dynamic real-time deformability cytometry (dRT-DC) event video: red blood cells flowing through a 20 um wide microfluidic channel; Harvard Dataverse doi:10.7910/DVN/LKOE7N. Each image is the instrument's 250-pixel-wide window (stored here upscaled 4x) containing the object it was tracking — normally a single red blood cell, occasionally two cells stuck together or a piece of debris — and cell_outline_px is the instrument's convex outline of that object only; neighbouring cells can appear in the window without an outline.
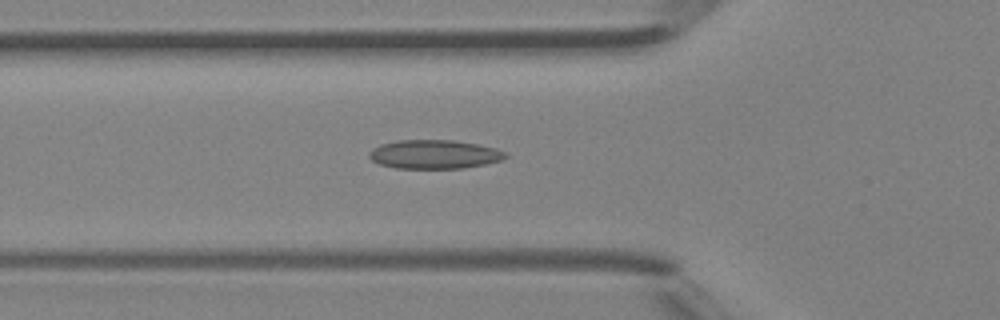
{"species": "Egyptian fruit bat (a non-hibernating species)", "species_latin": "Rousettus aegyptiacus", "temperature_condition": "room temperature", "stored_images_in_passage": 42, "camera_frame_rate_fps": 3000, "um_per_image_px": 0.085, "animal": {"sex": "female"}, "frame": {"image": 1, "passage_image": 12, "time_ms": 3.667, "image_size_px": [1000, 320], "cell_outline_px": [[508, 156], [500, 160], [484, 164], [464, 168], [396, 168], [380, 164], [372, 160], [368, 156], [368, 152], [372, 148], [380, 144], [396, 140], [452, 140], [476, 144], [496, 148], [508, 152]], "centroid_in_image_um": [36.9, 13.11], "position_along_channel_um": 88.9, "area_um2": 22.95}}
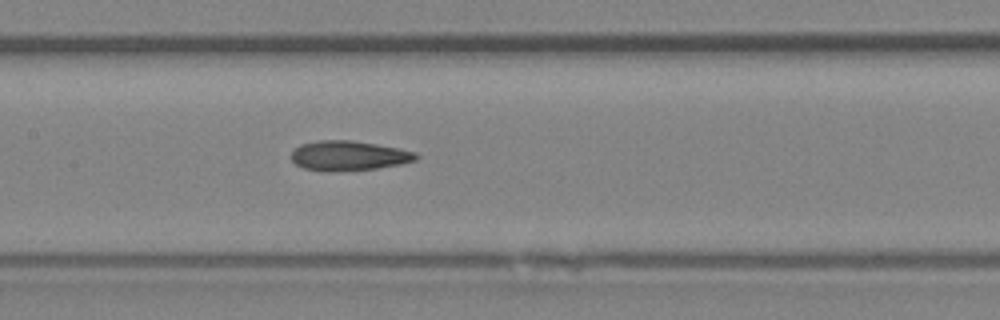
{"frame": {"image": 2, "passage_image": 18, "time_ms": 5.667, "image_size_px": [1000, 320], "cell_outline_px": [[420, 156], [416, 160], [400, 164], [376, 168], [328, 172], [324, 172], [304, 168], [296, 164], [292, 160], [292, 152], [300, 144], [320, 140], [352, 140], [376, 144], [416, 152]], "centroid_in_image_um": [29.63, 13.23], "position_along_channel_um": 177.8, "area_um2": 21.56}}
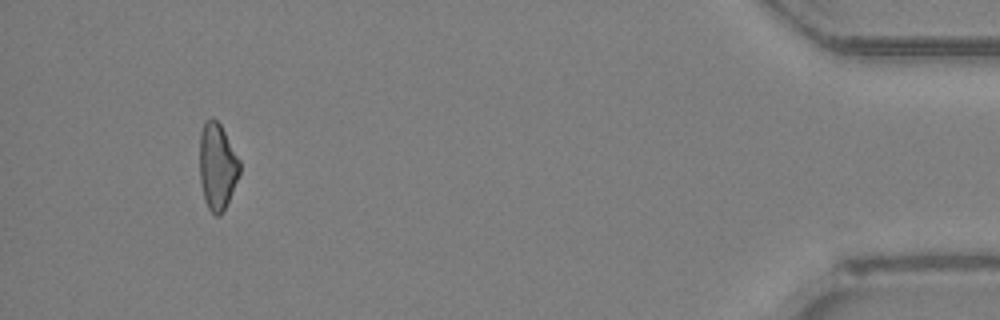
{"frame": {"image": 3, "passage_image": 39, "time_ms": 12.667, "image_size_px": [1000, 320], "cell_outline_px": [[240, 172], [228, 200], [220, 216], [216, 216], [208, 208], [204, 200], [200, 184], [200, 132], [204, 120], [212, 116], [220, 124], [240, 160]], "centroid_in_image_um": [18.45, 14.11], "position_along_channel_um": 416.8, "area_um2": 20.17}, "authors_computed_cell_mechanics": {"area_um2": 21.4727, "velocity_mm_per_s": 4.4597, "shape_relaxation_time_tau1_ms": 11.2872, "shape_relaxation_time_tau2_ms": 4.5745, "deformation_change_tau1": 0.1972, "deformation_change_tau2": 0.1401}}